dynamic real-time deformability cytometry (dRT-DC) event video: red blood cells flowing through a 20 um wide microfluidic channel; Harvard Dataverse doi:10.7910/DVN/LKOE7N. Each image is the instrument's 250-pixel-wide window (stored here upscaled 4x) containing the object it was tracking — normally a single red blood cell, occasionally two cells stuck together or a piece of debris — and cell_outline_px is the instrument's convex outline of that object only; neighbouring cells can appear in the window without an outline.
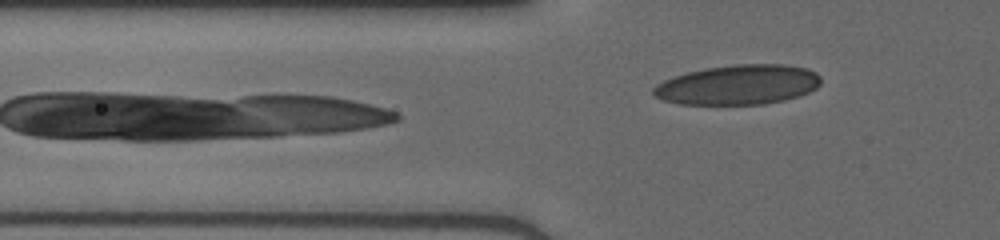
{"species": "human", "species_latin": "Homo sapiens", "temperature_condition": "cold", "stored_images_in_passage": 22, "camera_frame_rate_fps": 3000, "um_per_image_px": 0.085, "donor": {"sex": "male"}, "frame": {"image": 1, "passage_image": 22, "time_ms": 7.0, "image_size_px": [1000, 240], "cell_outline_px": [[820, 84], [816, 88], [800, 96], [784, 100], [764, 104], [680, 104], [664, 100], [656, 96], [652, 92], [652, 88], [656, 84], [664, 80], [688, 72], [704, 68], [736, 64], [784, 64], [808, 68], [816, 72], [820, 76]], "centroid_in_image_um": [62.77, 7.2], "position_along_channel_um": 63.0, "area_um2": 38.9}}